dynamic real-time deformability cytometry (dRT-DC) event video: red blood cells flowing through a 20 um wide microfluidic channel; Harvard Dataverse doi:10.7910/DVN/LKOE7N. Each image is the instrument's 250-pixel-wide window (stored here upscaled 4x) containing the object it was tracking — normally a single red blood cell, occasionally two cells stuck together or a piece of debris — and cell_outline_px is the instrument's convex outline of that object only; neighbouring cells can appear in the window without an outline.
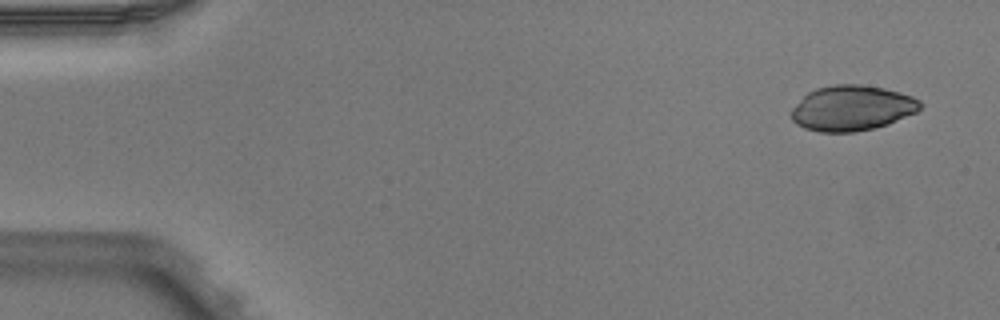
{"species": "Egyptian fruit bat (a non-hibernating species)", "species_latin": "Rousettus aegyptiacus", "temperature_condition": "warm", "stored_images_in_passage": 5, "camera_frame_rate_fps": 3000, "um_per_image_px": 0.085, "animal": {"sex": "male"}, "frame": {"image": 1, "passage_image": 1, "time_ms": 0.0, "image_size_px": [1000, 320], "cell_outline_px": [[924, 104], [916, 112], [888, 124], [876, 128], [856, 132], [820, 132], [804, 128], [796, 124], [792, 120], [792, 108], [808, 92], [816, 88], [836, 84], [860, 84], [884, 88], [900, 92], [912, 96], [920, 100]], "centroid_in_image_um": [72.43, 9.19], "position_along_channel_um": 12.6, "area_um2": 34.16}}